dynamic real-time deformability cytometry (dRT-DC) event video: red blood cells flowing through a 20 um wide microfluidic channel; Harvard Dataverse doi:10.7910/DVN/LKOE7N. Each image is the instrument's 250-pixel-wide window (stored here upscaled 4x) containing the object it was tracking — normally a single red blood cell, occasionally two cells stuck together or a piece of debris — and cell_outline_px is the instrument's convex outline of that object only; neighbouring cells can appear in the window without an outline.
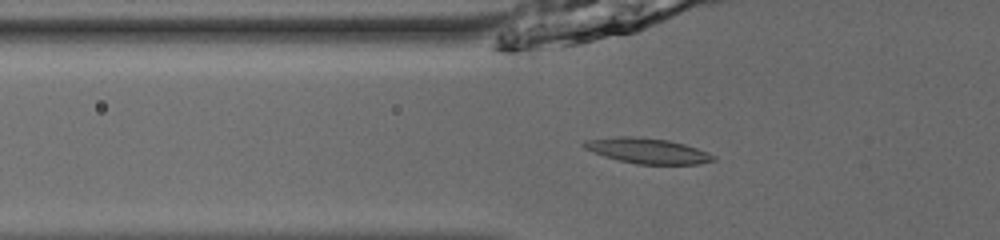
{"species": "common noctule bat (a hibernating species)", "species_latin": "Nyctalus noctula", "temperature_condition": "room temperature", "stored_images_in_passage": 54, "camera_frame_rate_fps": 3000, "um_per_image_px": 0.085, "animal": {"sex": "male", "body_mass_g": 13.0, "forearm_length_mm": 53.1}, "frame": {"image": 1, "passage_image": 21, "time_ms": 6.667, "image_size_px": [1000, 240], "cell_outline_px": [[716, 160], [700, 164], [636, 164], [604, 156], [584, 148], [580, 144], [584, 140], [620, 136], [636, 136], [668, 140], [684, 144], [708, 152], [716, 156]], "centroid_in_image_um": [55.04, 12.81], "position_along_channel_um": 70.8, "area_um2": 19.13}}
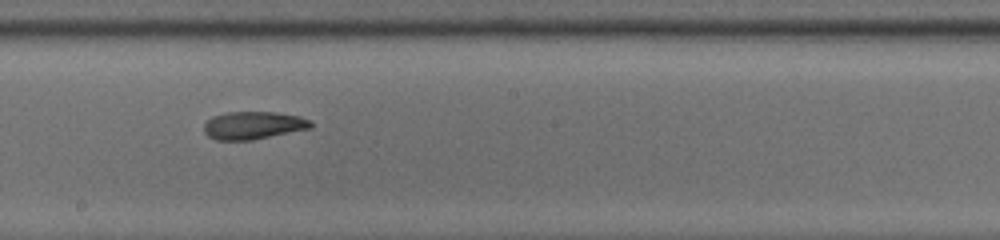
{"frame": {"image": 2, "passage_image": 33, "time_ms": 10.667, "image_size_px": [1000, 240], "cell_outline_px": [[312, 128], [252, 140], [216, 140], [208, 136], [204, 132], [204, 124], [212, 116], [228, 112], [276, 112], [300, 116], [308, 120], [312, 124]], "centroid_in_image_um": [21.52, 10.65], "position_along_channel_um": 226.7, "area_um2": 17.28}}
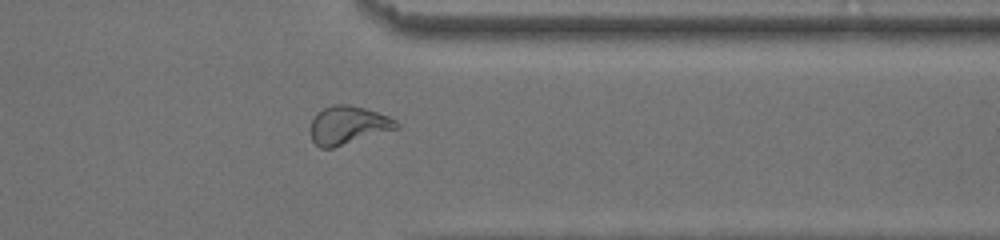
{"frame": {"image": 3, "passage_image": 45, "time_ms": 14.667, "image_size_px": [1000, 240], "cell_outline_px": [[400, 128], [332, 148], [320, 148], [312, 140], [312, 120], [316, 112], [332, 104], [348, 104], [368, 108], [388, 116], [396, 120], [400, 124]], "centroid_in_image_um": [29.62, 10.62], "position_along_channel_um": 381.8, "area_um2": 19.25}, "authors_computed_cell_mechanics": {"area_um2": 17.918, "velocity_mm_per_s": 3.9116, "shape_relaxation_time_tau1_ms": 3.4467, "shape_relaxation_time_tau2_ms": 6.0476, "deformation_change_tau1": 0.1329, "deformation_change_tau2": 0.0673}}